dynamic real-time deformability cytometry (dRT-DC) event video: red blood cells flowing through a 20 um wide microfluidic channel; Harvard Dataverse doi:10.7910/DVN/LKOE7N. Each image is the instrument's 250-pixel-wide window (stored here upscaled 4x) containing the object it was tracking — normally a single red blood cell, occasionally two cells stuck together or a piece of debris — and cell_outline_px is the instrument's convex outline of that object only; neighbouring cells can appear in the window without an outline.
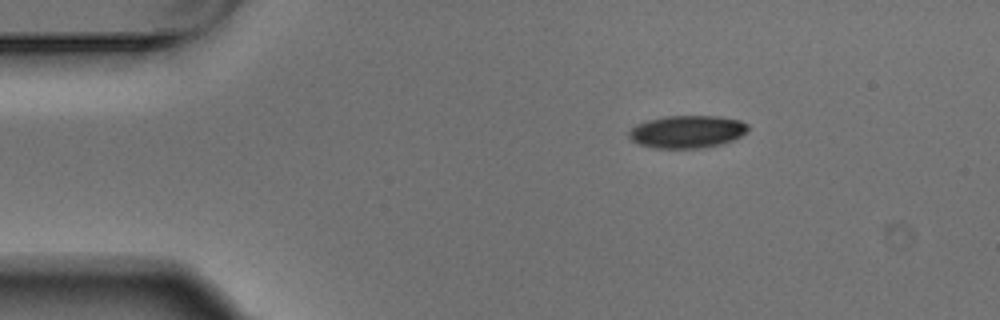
{"species": "Egyptian fruit bat (a non-hibernating species)", "species_latin": "Rousettus aegyptiacus", "temperature_condition": "warm", "stored_images_in_passage": 3, "camera_frame_rate_fps": 3000, "um_per_image_px": 0.085, "animal": {"sex": "male"}, "frame": {"image": 1, "passage_image": 1, "time_ms": 0.0, "image_size_px": [1000, 320], "cell_outline_px": [[748, 128], [740, 136], [732, 140], [720, 144], [704, 148], [652, 148], [640, 144], [632, 140], [628, 136], [628, 132], [636, 124], [648, 120], [664, 116], [716, 116], [740, 120], [748, 124]], "centroid_in_image_um": [58.38, 11.19], "position_along_channel_um": 26.6, "area_um2": 22.54}}